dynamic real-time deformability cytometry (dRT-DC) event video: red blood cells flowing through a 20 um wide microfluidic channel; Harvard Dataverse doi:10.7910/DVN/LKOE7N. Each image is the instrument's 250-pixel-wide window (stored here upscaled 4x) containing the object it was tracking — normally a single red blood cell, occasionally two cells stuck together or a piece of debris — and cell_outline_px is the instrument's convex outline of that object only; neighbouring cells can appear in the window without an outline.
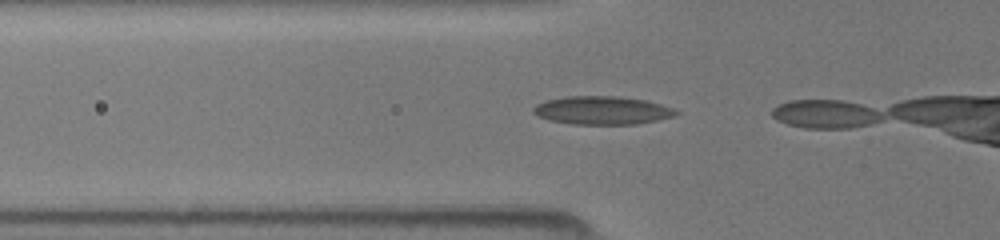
{"species": "common noctule bat (a hibernating species)", "species_latin": "Nyctalus noctula", "temperature_condition": "room temperature", "stored_images_in_passage": 3, "camera_frame_rate_fps": 3000, "um_per_image_px": 0.085, "animal": {"sex": "female", "body_mass_g": 19.5, "forearm_length_mm": 54.1}, "frame": {"image": 1, "passage_image": 2, "time_ms": 0.333, "image_size_px": [1000, 240], "cell_outline_px": [[680, 112], [676, 116], [636, 124], [572, 124], [548, 120], [532, 112], [532, 108], [536, 104], [544, 100], [568, 96], [616, 96], [644, 100], [660, 104], [672, 108]], "centroid_in_image_um": [51.16, 9.38], "position_along_channel_um": 74.6, "area_um2": 23.47}}